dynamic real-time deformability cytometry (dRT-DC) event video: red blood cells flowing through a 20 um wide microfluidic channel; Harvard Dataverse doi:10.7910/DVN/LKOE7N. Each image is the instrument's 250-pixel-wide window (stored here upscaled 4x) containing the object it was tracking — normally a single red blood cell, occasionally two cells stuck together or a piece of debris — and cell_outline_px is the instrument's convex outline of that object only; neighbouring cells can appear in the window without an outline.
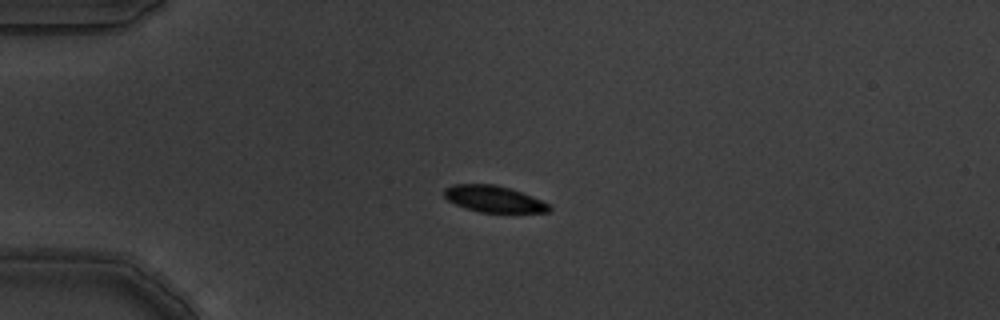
{"species": "common noctule bat (a hibernating species)", "species_latin": "Nyctalus noctula", "temperature_condition": "warm", "stored_images_in_passage": 5, "camera_frame_rate_fps": 3000, "um_per_image_px": 0.085, "animal": {"sex": "male", "body_mass_g": 19.5, "forearm_length_mm": 54.6}, "frame": {"image": 1, "passage_image": 4, "time_ms": 1.0, "image_size_px": [1000, 320], "cell_outline_px": [[552, 208], [548, 212], [480, 212], [464, 208], [448, 200], [444, 196], [444, 188], [452, 184], [496, 184], [532, 196], [548, 204]], "centroid_in_image_um": [41.93, 16.91], "position_along_channel_um": 43.1, "area_um2": 16.07}}